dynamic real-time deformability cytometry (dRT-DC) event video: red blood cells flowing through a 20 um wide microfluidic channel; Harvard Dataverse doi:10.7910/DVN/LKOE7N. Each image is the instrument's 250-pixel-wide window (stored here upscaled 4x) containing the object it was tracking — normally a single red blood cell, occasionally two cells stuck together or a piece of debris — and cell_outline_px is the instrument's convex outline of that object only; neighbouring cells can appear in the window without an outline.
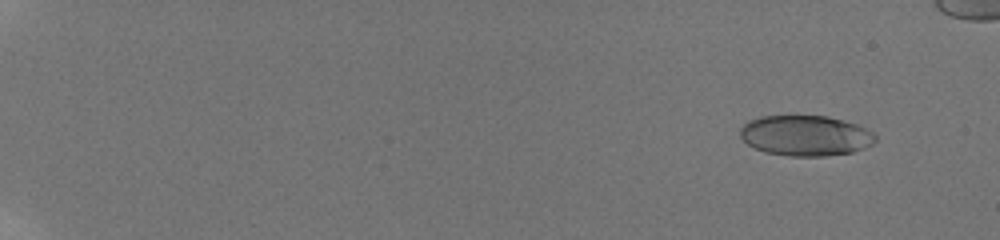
{"species": "human", "species_latin": "Homo sapiens", "temperature_condition": "room temperature", "stored_images_in_passage": 45, "camera_frame_rate_fps": 3000, "um_per_image_px": 0.085, "donor": {"sex": "male"}, "frame": {"image": 1, "passage_image": 4, "time_ms": 1.667, "image_size_px": [1000, 240], "cell_outline_px": [[876, 140], [872, 144], [864, 148], [852, 152], [824, 156], [788, 156], [764, 152], [748, 144], [740, 136], [740, 128], [748, 120], [760, 116], [828, 116], [844, 120], [856, 124], [872, 132], [876, 136]], "centroid_in_image_um": [68.46, 11.52], "position_along_channel_um": 16.5, "area_um2": 31.91}}
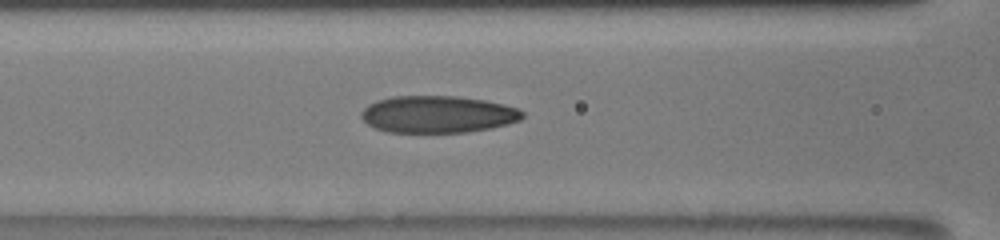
{"frame": {"image": 2, "passage_image": 25, "time_ms": 9.667, "image_size_px": [1000, 240], "cell_outline_px": [[524, 116], [520, 120], [508, 124], [468, 132], [388, 132], [376, 128], [368, 124], [360, 116], [360, 112], [368, 104], [376, 100], [392, 96], [456, 96], [484, 100], [504, 104], [516, 108], [524, 112]], "centroid_in_image_um": [37.19, 9.71], "position_along_channel_um": 129.4, "area_um2": 34.8}}
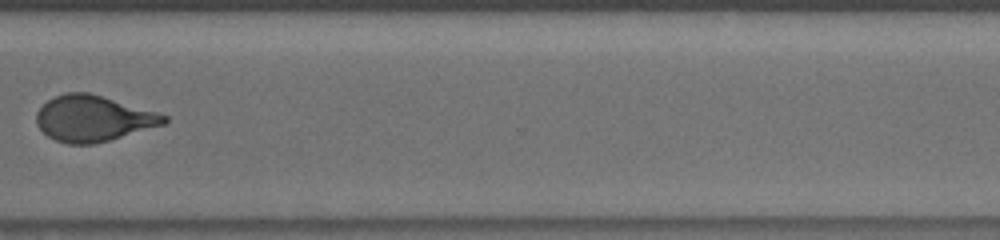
{"frame": {"image": 3, "passage_image": 37, "time_ms": 15.667, "image_size_px": [1000, 240], "cell_outline_px": [[168, 120], [164, 124], [108, 140], [92, 144], [68, 144], [56, 140], [48, 136], [36, 124], [36, 112], [48, 100], [64, 92], [88, 92], [156, 112], [168, 116]], "centroid_in_image_um": [7.89, 10.07], "position_along_channel_um": 362.7, "area_um2": 33.64}}